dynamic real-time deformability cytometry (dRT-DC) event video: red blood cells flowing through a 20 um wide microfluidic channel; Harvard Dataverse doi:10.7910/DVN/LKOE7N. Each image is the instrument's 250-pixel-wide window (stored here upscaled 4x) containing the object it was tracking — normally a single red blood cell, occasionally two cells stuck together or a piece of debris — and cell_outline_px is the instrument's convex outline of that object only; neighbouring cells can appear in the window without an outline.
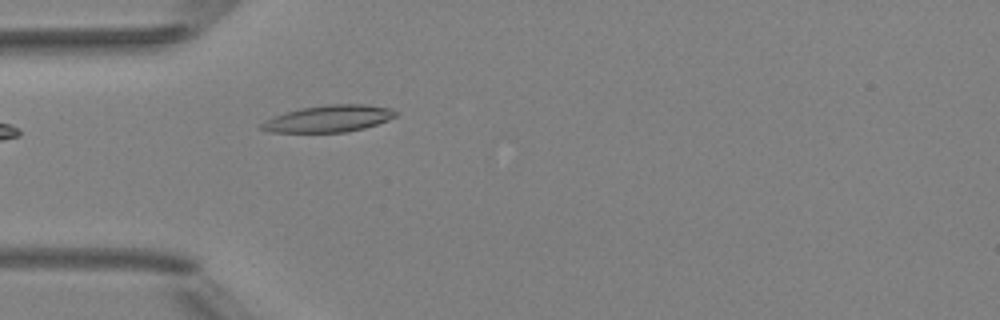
{"species": "Egyptian fruit bat (a non-hibernating species)", "species_latin": "Rousettus aegyptiacus", "temperature_condition": "room temperature", "stored_images_in_passage": 5, "camera_frame_rate_fps": 3000, "um_per_image_px": 0.085, "animal": {"sex": "female"}, "frame": {"image": 1, "passage_image": 5, "time_ms": 4.333, "image_size_px": [1000, 320], "cell_outline_px": [[396, 116], [388, 120], [364, 128], [344, 132], [268, 132], [260, 128], [260, 124], [264, 120], [272, 116], [300, 108], [324, 104], [364, 104], [392, 108], [396, 112]], "centroid_in_image_um": [27.9, 10.07], "position_along_channel_um": 57.1, "area_um2": 21.04}}